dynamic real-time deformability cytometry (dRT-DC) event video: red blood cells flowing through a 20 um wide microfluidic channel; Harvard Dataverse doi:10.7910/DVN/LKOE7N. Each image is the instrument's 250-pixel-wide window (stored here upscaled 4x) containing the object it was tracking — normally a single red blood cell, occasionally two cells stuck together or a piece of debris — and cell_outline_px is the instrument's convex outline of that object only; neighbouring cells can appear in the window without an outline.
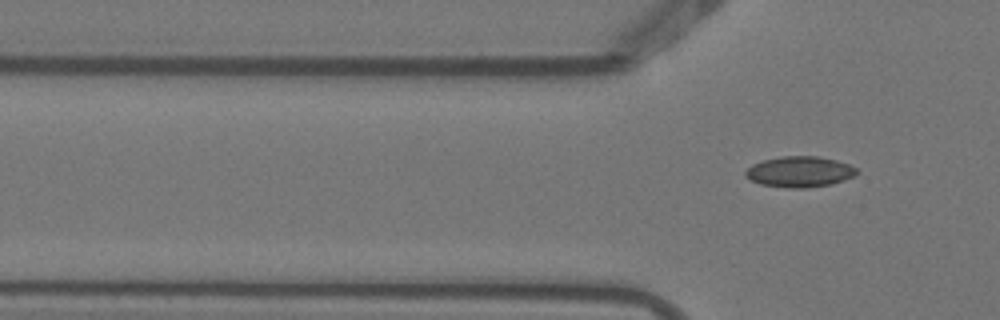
{"species": "Egyptian fruit bat (a non-hibernating species)", "species_latin": "Rousettus aegyptiacus", "temperature_condition": "warm", "stored_images_in_passage": 6, "segment_of_instrument_passage": [2, 2], "camera_frame_rate_fps": 3000, "um_per_image_px": 0.085, "animal": {"sex": "female"}, "frame": {"image": 1, "passage_image": 6, "time_ms": 1.667, "image_size_px": [1000, 320], "cell_outline_px": [[860, 172], [856, 176], [832, 184], [808, 188], [788, 188], [760, 184], [744, 176], [744, 172], [752, 164], [764, 160], [780, 156], [820, 156], [836, 160], [848, 164], [856, 168]], "centroid_in_image_um": [67.99, 14.6], "position_along_channel_um": 57.8, "area_um2": 20.17}}